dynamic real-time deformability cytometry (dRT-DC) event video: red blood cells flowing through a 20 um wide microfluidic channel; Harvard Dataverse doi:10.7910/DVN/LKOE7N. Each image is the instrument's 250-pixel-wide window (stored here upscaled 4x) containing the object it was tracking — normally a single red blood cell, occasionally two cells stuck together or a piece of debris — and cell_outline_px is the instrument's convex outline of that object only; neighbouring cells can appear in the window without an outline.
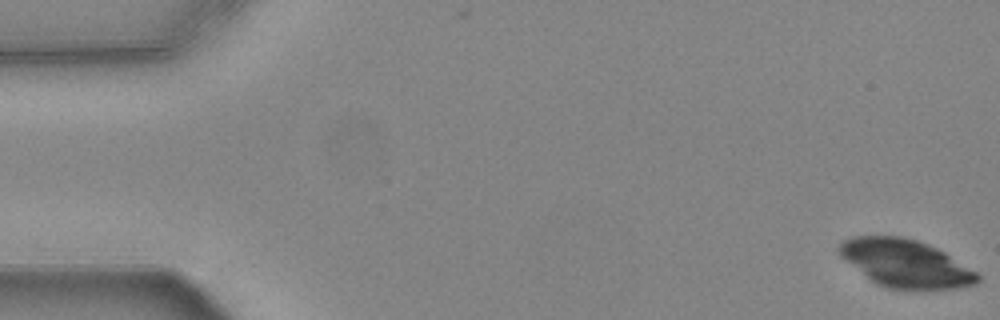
{"species": "common noctule bat (a hibernating species)", "species_latin": "Nyctalus noctula", "temperature_condition": "warm", "stored_images_in_passage": 15, "camera_frame_rate_fps": 3000, "um_per_image_px": 0.085, "animal": {"sex": "female", "body_mass_g": 24.6, "forearm_length_mm": 56.2}, "frame": {"image": 1, "passage_image": 1, "time_ms": 0.0, "image_size_px": [1000, 320], "cell_outline_px": [[980, 280], [976, 284], [956, 288], [888, 288], [876, 284], [840, 256], [840, 244], [844, 240], [852, 236], [900, 236], [916, 240], [928, 244], [944, 252], [976, 272], [980, 276]], "centroid_in_image_um": [76.96, 22.38], "position_along_channel_um": 8.0, "area_um2": 37.74}}